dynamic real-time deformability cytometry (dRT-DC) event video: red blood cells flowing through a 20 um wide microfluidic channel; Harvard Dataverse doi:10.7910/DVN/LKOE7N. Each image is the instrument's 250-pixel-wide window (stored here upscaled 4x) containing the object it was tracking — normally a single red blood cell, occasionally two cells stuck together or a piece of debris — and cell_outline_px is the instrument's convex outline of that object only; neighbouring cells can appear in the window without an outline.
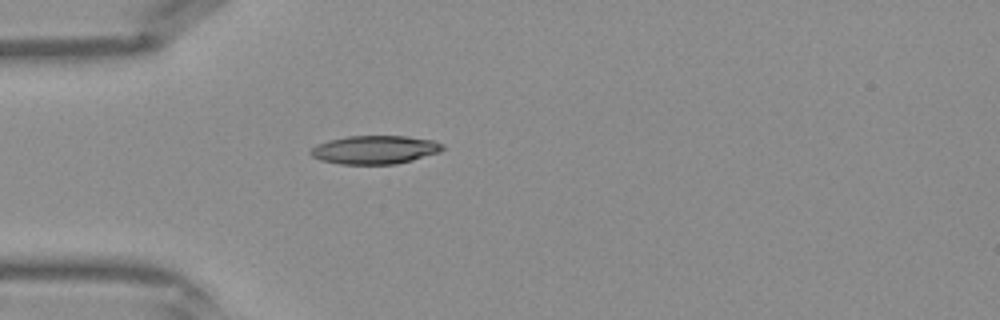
{"species": "Egyptian fruit bat (a non-hibernating species)", "species_latin": "Rousettus aegyptiacus", "temperature_condition": "warm", "stored_images_in_passage": 31, "camera_frame_rate_fps": 3000, "um_per_image_px": 0.085, "frame": {"image": 1, "passage_image": 1, "time_ms": 0.0, "image_size_px": [1000, 320], "cell_outline_px": [[444, 148], [440, 152], [412, 160], [396, 164], [340, 164], [320, 160], [312, 156], [308, 152], [316, 144], [328, 140], [348, 136], [404, 136], [432, 140], [444, 144]], "centroid_in_image_um": [31.84, 12.73], "position_along_channel_um": 53.2, "area_um2": 21.91}}
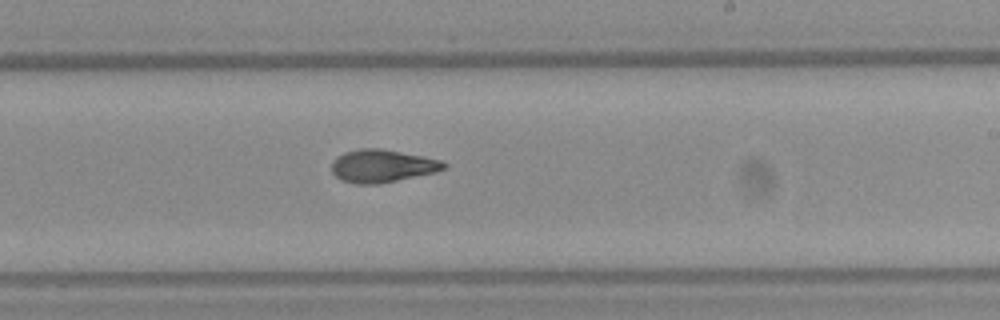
{"frame": {"image": 2, "passage_image": 14, "time_ms": 4.333, "image_size_px": [1000, 320], "cell_outline_px": [[448, 168], [436, 172], [380, 184], [356, 184], [340, 180], [332, 172], [332, 160], [336, 156], [344, 152], [360, 148], [380, 148], [444, 160], [448, 164]], "centroid_in_image_um": [32.51, 14.1], "position_along_channel_um": 256.5, "area_um2": 21.79}}
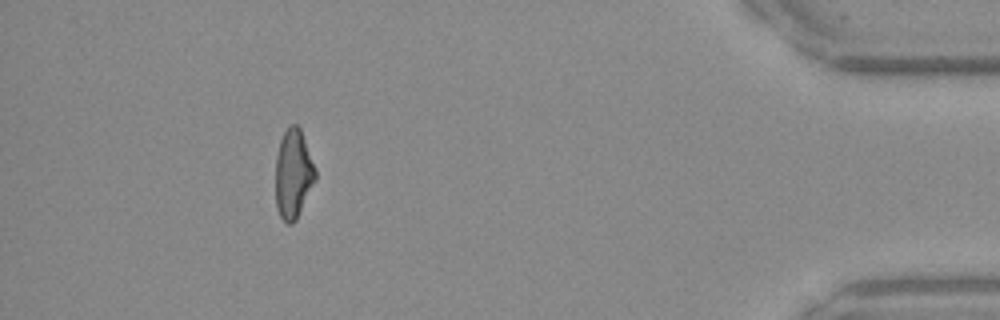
{"frame": {"image": 3, "passage_image": 27, "time_ms": 8.667, "image_size_px": [1000, 320], "cell_outline_px": [[316, 180], [296, 220], [292, 224], [288, 224], [280, 216], [276, 208], [276, 156], [280, 140], [288, 124], [296, 124], [300, 128], [316, 168]], "centroid_in_image_um": [24.93, 14.77], "position_along_channel_um": 410.3, "area_um2": 20.81}}